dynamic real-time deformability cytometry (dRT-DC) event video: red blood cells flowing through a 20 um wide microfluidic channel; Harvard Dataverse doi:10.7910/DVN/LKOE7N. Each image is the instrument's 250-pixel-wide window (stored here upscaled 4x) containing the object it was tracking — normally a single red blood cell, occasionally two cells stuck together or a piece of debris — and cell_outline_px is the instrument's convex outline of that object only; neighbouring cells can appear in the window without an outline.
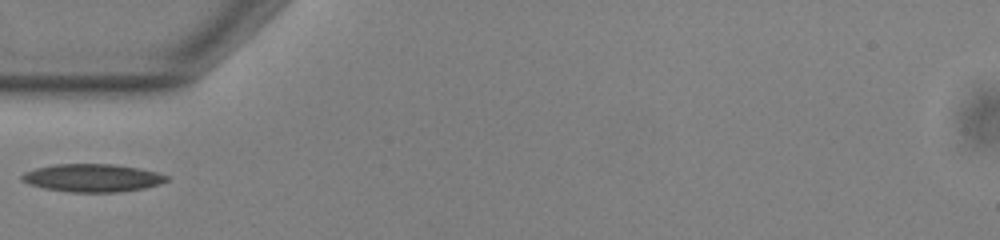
{"species": "common noctule bat (a hibernating species)", "species_latin": "Nyctalus noctula", "temperature_condition": "warm", "stored_images_in_passage": 33, "camera_frame_rate_fps": 3000, "um_per_image_px": 0.085, "animal": {"sex": "male", "body_mass_g": 13.0, "forearm_length_mm": 53.1}, "frame": {"image": 1, "passage_image": 1, "time_ms": 0.0, "image_size_px": [1000, 240], "cell_outline_px": [[168, 180], [160, 184], [144, 188], [116, 192], [68, 192], [44, 188], [28, 184], [20, 180], [20, 176], [24, 172], [36, 168], [56, 164], [112, 164], [140, 168], [156, 172], [168, 176]], "centroid_in_image_um": [7.83, 15.12], "position_along_channel_um": 77.2, "area_um2": 23.58}}
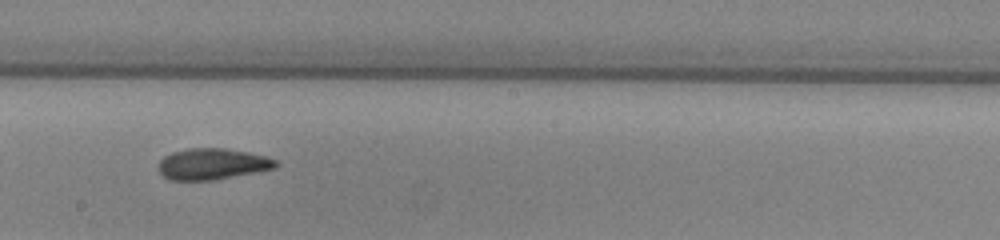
{"frame": {"image": 2, "passage_image": 13, "time_ms": 4.0, "image_size_px": [1000, 240], "cell_outline_px": [[280, 164], [276, 168], [212, 180], [168, 180], [156, 168], [160, 160], [164, 156], [172, 152], [188, 148], [224, 148], [264, 156], [280, 160]], "centroid_in_image_um": [18.03, 13.94], "position_along_channel_um": 230.2, "area_um2": 21.33}}
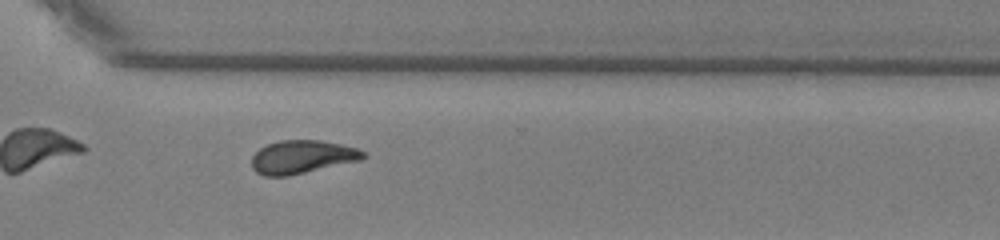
{"frame": {"image": 3, "passage_image": 22, "time_ms": 7.0, "image_size_px": [1000, 240], "cell_outline_px": [[368, 156], [360, 160], [288, 176], [264, 176], [256, 172], [252, 168], [252, 156], [260, 148], [268, 144], [280, 140], [320, 140], [340, 144], [356, 148], [364, 152]], "centroid_in_image_um": [25.66, 13.34], "position_along_channel_um": 344.9, "area_um2": 21.5}}